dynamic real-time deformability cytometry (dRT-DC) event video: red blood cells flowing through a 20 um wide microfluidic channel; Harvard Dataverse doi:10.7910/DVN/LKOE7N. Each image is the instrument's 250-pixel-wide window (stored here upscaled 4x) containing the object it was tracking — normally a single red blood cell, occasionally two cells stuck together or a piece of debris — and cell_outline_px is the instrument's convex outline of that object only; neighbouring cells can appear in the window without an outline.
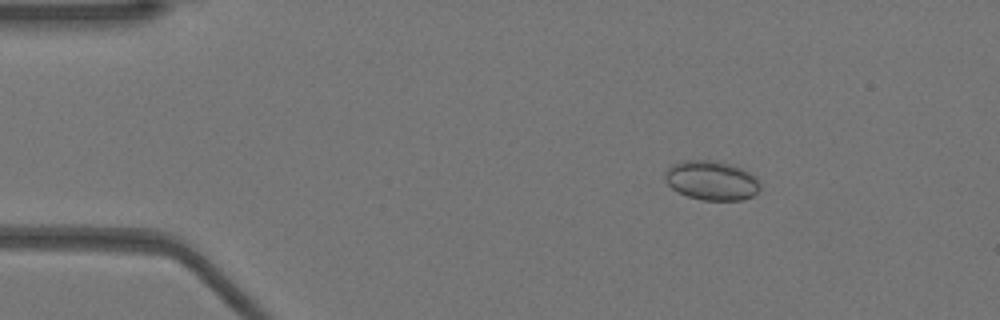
{"species": "Egyptian fruit bat (a non-hibernating species)", "species_latin": "Rousettus aegyptiacus", "temperature_condition": "warm", "stored_images_in_passage": 35, "camera_frame_rate_fps": 3000, "um_per_image_px": 0.085, "animal": {"sex": "female"}, "frame": {"image": 1, "passage_image": 2, "time_ms": 0.333, "image_size_px": [1000, 320], "cell_outline_px": [[760, 188], [752, 196], [744, 200], [704, 200], [688, 196], [676, 192], [664, 180], [664, 172], [672, 164], [684, 160], [716, 160], [740, 168], [756, 176], [760, 184]], "centroid_in_image_um": [60.45, 15.34], "position_along_channel_um": 24.5, "area_um2": 21.91}}
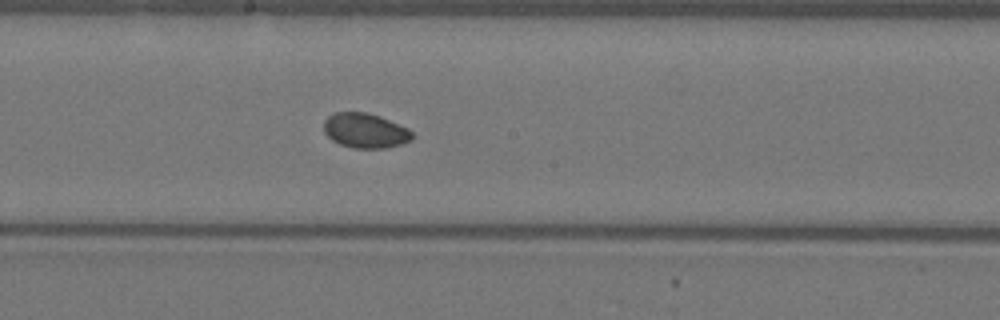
{"frame": {"image": 2, "passage_image": 22, "time_ms": 7.0, "image_size_px": [1000, 320], "cell_outline_px": [[412, 140], [400, 144], [384, 148], [352, 148], [340, 144], [332, 140], [324, 132], [324, 120], [332, 112], [368, 112], [380, 116], [408, 128], [412, 132]], "centroid_in_image_um": [31.02, 11.09], "position_along_channel_um": 217.2, "area_um2": 17.98}}
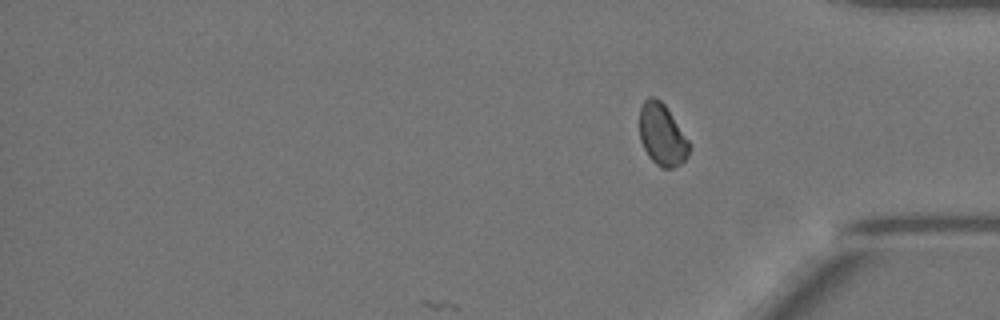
{"frame": {"image": 3, "passage_image": 35, "time_ms": 11.333, "image_size_px": [1000, 320], "cell_outline_px": [[688, 156], [680, 164], [672, 168], [660, 168], [648, 156], [640, 140], [640, 108], [644, 100], [648, 96], [656, 96], [664, 104], [688, 140]], "centroid_in_image_um": [56.24, 11.44], "position_along_channel_um": 379.0, "area_um2": 17.69}, "authors_computed_cell_mechanics": {"area_um2": 18.2648, "velocity_mm_per_s": 3.9186, "shape_relaxation_time_tau1_ms": null, "shape_relaxation_time_tau2_ms": 4.112, "deformation_change_tau1": null, "deformation_change_tau2": 0.0481}}